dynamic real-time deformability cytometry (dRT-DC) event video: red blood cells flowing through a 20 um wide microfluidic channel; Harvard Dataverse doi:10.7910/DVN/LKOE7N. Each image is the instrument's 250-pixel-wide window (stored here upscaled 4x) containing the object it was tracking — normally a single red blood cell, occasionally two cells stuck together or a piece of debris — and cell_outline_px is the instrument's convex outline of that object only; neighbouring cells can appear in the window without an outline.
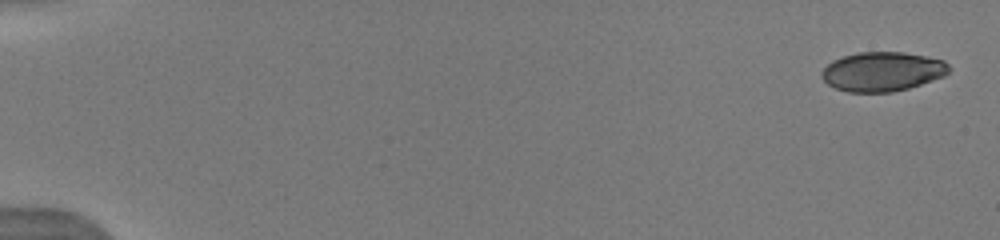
{"species": "human", "species_latin": "Homo sapiens", "temperature_condition": "warm", "stored_images_in_passage": 17, "camera_frame_rate_fps": 3000, "um_per_image_px": 0.085, "donor": {"sex": "male"}, "frame": {"image": 1, "passage_image": 1, "time_ms": 0.0, "image_size_px": [1000, 240], "cell_outline_px": [[948, 72], [944, 76], [908, 88], [892, 92], [848, 92], [836, 88], [828, 84], [820, 76], [820, 72], [832, 60], [844, 56], [860, 52], [904, 52], [944, 60], [948, 64]], "centroid_in_image_um": [74.98, 6.08], "position_along_channel_um": 10.0, "area_um2": 29.02}}
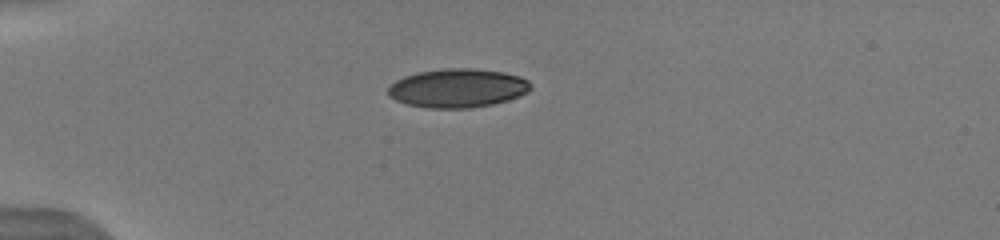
{"frame": {"image": 2, "passage_image": 12, "time_ms": 4.333, "image_size_px": [1000, 240], "cell_outline_px": [[532, 88], [528, 92], [508, 100], [492, 104], [468, 108], [428, 108], [408, 104], [396, 100], [388, 96], [388, 88], [396, 80], [404, 76], [416, 72], [444, 68], [476, 68], [504, 72], [520, 76], [528, 80], [532, 84]], "centroid_in_image_um": [38.92, 7.48], "position_along_channel_um": 46.1, "area_um2": 32.43}}